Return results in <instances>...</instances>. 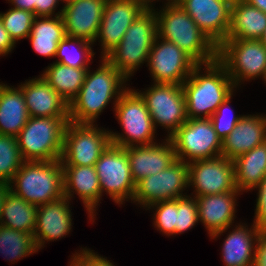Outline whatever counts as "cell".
Wrapping results in <instances>:
<instances>
[{
    "instance_id": "cell-37",
    "label": "cell",
    "mask_w": 266,
    "mask_h": 266,
    "mask_svg": "<svg viewBox=\"0 0 266 266\" xmlns=\"http://www.w3.org/2000/svg\"><path fill=\"white\" fill-rule=\"evenodd\" d=\"M157 207L155 213V226L167 235L175 234L177 199L160 201L148 206Z\"/></svg>"
},
{
    "instance_id": "cell-19",
    "label": "cell",
    "mask_w": 266,
    "mask_h": 266,
    "mask_svg": "<svg viewBox=\"0 0 266 266\" xmlns=\"http://www.w3.org/2000/svg\"><path fill=\"white\" fill-rule=\"evenodd\" d=\"M165 145L153 143L150 145H136L125 147L132 172L137 183L142 178L161 172L168 168L176 159L173 143L167 137Z\"/></svg>"
},
{
    "instance_id": "cell-48",
    "label": "cell",
    "mask_w": 266,
    "mask_h": 266,
    "mask_svg": "<svg viewBox=\"0 0 266 266\" xmlns=\"http://www.w3.org/2000/svg\"><path fill=\"white\" fill-rule=\"evenodd\" d=\"M256 188H259L258 193H266V176L262 179V181Z\"/></svg>"
},
{
    "instance_id": "cell-42",
    "label": "cell",
    "mask_w": 266,
    "mask_h": 266,
    "mask_svg": "<svg viewBox=\"0 0 266 266\" xmlns=\"http://www.w3.org/2000/svg\"><path fill=\"white\" fill-rule=\"evenodd\" d=\"M15 44L16 43L4 28V24L0 18V55H6L11 52Z\"/></svg>"
},
{
    "instance_id": "cell-41",
    "label": "cell",
    "mask_w": 266,
    "mask_h": 266,
    "mask_svg": "<svg viewBox=\"0 0 266 266\" xmlns=\"http://www.w3.org/2000/svg\"><path fill=\"white\" fill-rule=\"evenodd\" d=\"M58 0H35V17L52 16Z\"/></svg>"
},
{
    "instance_id": "cell-50",
    "label": "cell",
    "mask_w": 266,
    "mask_h": 266,
    "mask_svg": "<svg viewBox=\"0 0 266 266\" xmlns=\"http://www.w3.org/2000/svg\"><path fill=\"white\" fill-rule=\"evenodd\" d=\"M142 2H144L147 6L150 7L151 4H148L149 2L151 3V0H140ZM153 1V0H152Z\"/></svg>"
},
{
    "instance_id": "cell-2",
    "label": "cell",
    "mask_w": 266,
    "mask_h": 266,
    "mask_svg": "<svg viewBox=\"0 0 266 266\" xmlns=\"http://www.w3.org/2000/svg\"><path fill=\"white\" fill-rule=\"evenodd\" d=\"M204 65L207 74L201 76L199 71L202 67L197 64L182 83L188 119L210 118L218 106L233 94L235 86L225 66L218 59Z\"/></svg>"
},
{
    "instance_id": "cell-13",
    "label": "cell",
    "mask_w": 266,
    "mask_h": 266,
    "mask_svg": "<svg viewBox=\"0 0 266 266\" xmlns=\"http://www.w3.org/2000/svg\"><path fill=\"white\" fill-rule=\"evenodd\" d=\"M187 186L188 163L176 160L163 171L138 181L132 201L148 207L160 201L184 197L181 191Z\"/></svg>"
},
{
    "instance_id": "cell-22",
    "label": "cell",
    "mask_w": 266,
    "mask_h": 266,
    "mask_svg": "<svg viewBox=\"0 0 266 266\" xmlns=\"http://www.w3.org/2000/svg\"><path fill=\"white\" fill-rule=\"evenodd\" d=\"M239 190L221 194L195 197L199 220L204 223L210 236L218 237L232 224L235 217L236 194Z\"/></svg>"
},
{
    "instance_id": "cell-15",
    "label": "cell",
    "mask_w": 266,
    "mask_h": 266,
    "mask_svg": "<svg viewBox=\"0 0 266 266\" xmlns=\"http://www.w3.org/2000/svg\"><path fill=\"white\" fill-rule=\"evenodd\" d=\"M158 42L157 36L147 61L155 83L182 85L197 63L173 42Z\"/></svg>"
},
{
    "instance_id": "cell-10",
    "label": "cell",
    "mask_w": 266,
    "mask_h": 266,
    "mask_svg": "<svg viewBox=\"0 0 266 266\" xmlns=\"http://www.w3.org/2000/svg\"><path fill=\"white\" fill-rule=\"evenodd\" d=\"M217 59L225 66L235 87L244 78H263L266 70V48L260 40L226 39L217 48Z\"/></svg>"
},
{
    "instance_id": "cell-27",
    "label": "cell",
    "mask_w": 266,
    "mask_h": 266,
    "mask_svg": "<svg viewBox=\"0 0 266 266\" xmlns=\"http://www.w3.org/2000/svg\"><path fill=\"white\" fill-rule=\"evenodd\" d=\"M252 227L248 230L246 226L239 225L224 240L222 255L226 266H252L255 255L253 247L262 231L255 224Z\"/></svg>"
},
{
    "instance_id": "cell-6",
    "label": "cell",
    "mask_w": 266,
    "mask_h": 266,
    "mask_svg": "<svg viewBox=\"0 0 266 266\" xmlns=\"http://www.w3.org/2000/svg\"><path fill=\"white\" fill-rule=\"evenodd\" d=\"M69 118L30 117L16 136L25 161L61 160Z\"/></svg>"
},
{
    "instance_id": "cell-46",
    "label": "cell",
    "mask_w": 266,
    "mask_h": 266,
    "mask_svg": "<svg viewBox=\"0 0 266 266\" xmlns=\"http://www.w3.org/2000/svg\"><path fill=\"white\" fill-rule=\"evenodd\" d=\"M9 189H10V184L0 182V215H1V211L3 209V204H4V200L6 198V194H7Z\"/></svg>"
},
{
    "instance_id": "cell-34",
    "label": "cell",
    "mask_w": 266,
    "mask_h": 266,
    "mask_svg": "<svg viewBox=\"0 0 266 266\" xmlns=\"http://www.w3.org/2000/svg\"><path fill=\"white\" fill-rule=\"evenodd\" d=\"M73 44L79 46L77 51H74L75 53L67 50ZM92 44L87 40L66 35L58 44L56 56L60 58L57 62L74 68H88L87 64H89L90 59L94 56V52L90 46Z\"/></svg>"
},
{
    "instance_id": "cell-9",
    "label": "cell",
    "mask_w": 266,
    "mask_h": 266,
    "mask_svg": "<svg viewBox=\"0 0 266 266\" xmlns=\"http://www.w3.org/2000/svg\"><path fill=\"white\" fill-rule=\"evenodd\" d=\"M110 144L109 131L69 121L64 131L62 166H94Z\"/></svg>"
},
{
    "instance_id": "cell-11",
    "label": "cell",
    "mask_w": 266,
    "mask_h": 266,
    "mask_svg": "<svg viewBox=\"0 0 266 266\" xmlns=\"http://www.w3.org/2000/svg\"><path fill=\"white\" fill-rule=\"evenodd\" d=\"M101 188L116 202L133 199L136 183L132 177L127 152L123 147L110 144L94 165ZM129 196V197H128Z\"/></svg>"
},
{
    "instance_id": "cell-21",
    "label": "cell",
    "mask_w": 266,
    "mask_h": 266,
    "mask_svg": "<svg viewBox=\"0 0 266 266\" xmlns=\"http://www.w3.org/2000/svg\"><path fill=\"white\" fill-rule=\"evenodd\" d=\"M68 198L60 199L37 206L36 226L33 237L40 249L46 241L57 240L69 234L72 226ZM39 231V232H38Z\"/></svg>"
},
{
    "instance_id": "cell-39",
    "label": "cell",
    "mask_w": 266,
    "mask_h": 266,
    "mask_svg": "<svg viewBox=\"0 0 266 266\" xmlns=\"http://www.w3.org/2000/svg\"><path fill=\"white\" fill-rule=\"evenodd\" d=\"M252 266H266V230H262L256 241Z\"/></svg>"
},
{
    "instance_id": "cell-16",
    "label": "cell",
    "mask_w": 266,
    "mask_h": 266,
    "mask_svg": "<svg viewBox=\"0 0 266 266\" xmlns=\"http://www.w3.org/2000/svg\"><path fill=\"white\" fill-rule=\"evenodd\" d=\"M140 0H107L96 38H100L105 57L115 48L130 25L148 8Z\"/></svg>"
},
{
    "instance_id": "cell-43",
    "label": "cell",
    "mask_w": 266,
    "mask_h": 266,
    "mask_svg": "<svg viewBox=\"0 0 266 266\" xmlns=\"http://www.w3.org/2000/svg\"><path fill=\"white\" fill-rule=\"evenodd\" d=\"M88 266H115L109 260L98 256L92 252V250H88Z\"/></svg>"
},
{
    "instance_id": "cell-38",
    "label": "cell",
    "mask_w": 266,
    "mask_h": 266,
    "mask_svg": "<svg viewBox=\"0 0 266 266\" xmlns=\"http://www.w3.org/2000/svg\"><path fill=\"white\" fill-rule=\"evenodd\" d=\"M232 94L227 97L217 108L216 112L210 117L218 137L223 141L234 129L242 116H226L225 109H228ZM231 111V110H230ZM227 117V118H225Z\"/></svg>"
},
{
    "instance_id": "cell-49",
    "label": "cell",
    "mask_w": 266,
    "mask_h": 266,
    "mask_svg": "<svg viewBox=\"0 0 266 266\" xmlns=\"http://www.w3.org/2000/svg\"><path fill=\"white\" fill-rule=\"evenodd\" d=\"M259 40L262 43V45L266 48V29Z\"/></svg>"
},
{
    "instance_id": "cell-4",
    "label": "cell",
    "mask_w": 266,
    "mask_h": 266,
    "mask_svg": "<svg viewBox=\"0 0 266 266\" xmlns=\"http://www.w3.org/2000/svg\"><path fill=\"white\" fill-rule=\"evenodd\" d=\"M10 189L36 206L60 199L64 196L61 160L25 161L10 182Z\"/></svg>"
},
{
    "instance_id": "cell-8",
    "label": "cell",
    "mask_w": 266,
    "mask_h": 266,
    "mask_svg": "<svg viewBox=\"0 0 266 266\" xmlns=\"http://www.w3.org/2000/svg\"><path fill=\"white\" fill-rule=\"evenodd\" d=\"M169 139L176 159L186 163L221 156L222 141L210 118L187 119Z\"/></svg>"
},
{
    "instance_id": "cell-40",
    "label": "cell",
    "mask_w": 266,
    "mask_h": 266,
    "mask_svg": "<svg viewBox=\"0 0 266 266\" xmlns=\"http://www.w3.org/2000/svg\"><path fill=\"white\" fill-rule=\"evenodd\" d=\"M254 224L266 230V193H258Z\"/></svg>"
},
{
    "instance_id": "cell-30",
    "label": "cell",
    "mask_w": 266,
    "mask_h": 266,
    "mask_svg": "<svg viewBox=\"0 0 266 266\" xmlns=\"http://www.w3.org/2000/svg\"><path fill=\"white\" fill-rule=\"evenodd\" d=\"M36 213V205L28 203L9 189L1 211L0 225L24 233L34 234Z\"/></svg>"
},
{
    "instance_id": "cell-31",
    "label": "cell",
    "mask_w": 266,
    "mask_h": 266,
    "mask_svg": "<svg viewBox=\"0 0 266 266\" xmlns=\"http://www.w3.org/2000/svg\"><path fill=\"white\" fill-rule=\"evenodd\" d=\"M89 68H74L53 63L42 74L48 84L68 103L79 93Z\"/></svg>"
},
{
    "instance_id": "cell-28",
    "label": "cell",
    "mask_w": 266,
    "mask_h": 266,
    "mask_svg": "<svg viewBox=\"0 0 266 266\" xmlns=\"http://www.w3.org/2000/svg\"><path fill=\"white\" fill-rule=\"evenodd\" d=\"M62 12L56 16L35 17L28 38L36 53L53 57L56 56L59 42L66 36ZM42 18V20H38Z\"/></svg>"
},
{
    "instance_id": "cell-17",
    "label": "cell",
    "mask_w": 266,
    "mask_h": 266,
    "mask_svg": "<svg viewBox=\"0 0 266 266\" xmlns=\"http://www.w3.org/2000/svg\"><path fill=\"white\" fill-rule=\"evenodd\" d=\"M233 0H178L200 30L218 48L227 38Z\"/></svg>"
},
{
    "instance_id": "cell-1",
    "label": "cell",
    "mask_w": 266,
    "mask_h": 266,
    "mask_svg": "<svg viewBox=\"0 0 266 266\" xmlns=\"http://www.w3.org/2000/svg\"><path fill=\"white\" fill-rule=\"evenodd\" d=\"M126 80L127 78L103 57L102 65L94 73L91 74L90 70H87L79 93L69 103V121L93 124L110 99L117 95V102L125 92L122 84Z\"/></svg>"
},
{
    "instance_id": "cell-52",
    "label": "cell",
    "mask_w": 266,
    "mask_h": 266,
    "mask_svg": "<svg viewBox=\"0 0 266 266\" xmlns=\"http://www.w3.org/2000/svg\"><path fill=\"white\" fill-rule=\"evenodd\" d=\"M263 80L266 82V70H265V73H264V76H263Z\"/></svg>"
},
{
    "instance_id": "cell-44",
    "label": "cell",
    "mask_w": 266,
    "mask_h": 266,
    "mask_svg": "<svg viewBox=\"0 0 266 266\" xmlns=\"http://www.w3.org/2000/svg\"><path fill=\"white\" fill-rule=\"evenodd\" d=\"M10 1L15 9H21L32 12L35 15V0H8Z\"/></svg>"
},
{
    "instance_id": "cell-20",
    "label": "cell",
    "mask_w": 266,
    "mask_h": 266,
    "mask_svg": "<svg viewBox=\"0 0 266 266\" xmlns=\"http://www.w3.org/2000/svg\"><path fill=\"white\" fill-rule=\"evenodd\" d=\"M19 88L30 117L69 118V103L43 77L31 79Z\"/></svg>"
},
{
    "instance_id": "cell-47",
    "label": "cell",
    "mask_w": 266,
    "mask_h": 266,
    "mask_svg": "<svg viewBox=\"0 0 266 266\" xmlns=\"http://www.w3.org/2000/svg\"><path fill=\"white\" fill-rule=\"evenodd\" d=\"M249 5L258 8L259 10L266 13V0H244Z\"/></svg>"
},
{
    "instance_id": "cell-32",
    "label": "cell",
    "mask_w": 266,
    "mask_h": 266,
    "mask_svg": "<svg viewBox=\"0 0 266 266\" xmlns=\"http://www.w3.org/2000/svg\"><path fill=\"white\" fill-rule=\"evenodd\" d=\"M37 251L33 234L0 225V253L5 257L14 261Z\"/></svg>"
},
{
    "instance_id": "cell-35",
    "label": "cell",
    "mask_w": 266,
    "mask_h": 266,
    "mask_svg": "<svg viewBox=\"0 0 266 266\" xmlns=\"http://www.w3.org/2000/svg\"><path fill=\"white\" fill-rule=\"evenodd\" d=\"M4 28L16 43V41L29 36L35 15L32 12L11 8L4 14H0Z\"/></svg>"
},
{
    "instance_id": "cell-45",
    "label": "cell",
    "mask_w": 266,
    "mask_h": 266,
    "mask_svg": "<svg viewBox=\"0 0 266 266\" xmlns=\"http://www.w3.org/2000/svg\"><path fill=\"white\" fill-rule=\"evenodd\" d=\"M76 254L73 258V261H70V266H88V250L83 249L82 252Z\"/></svg>"
},
{
    "instance_id": "cell-36",
    "label": "cell",
    "mask_w": 266,
    "mask_h": 266,
    "mask_svg": "<svg viewBox=\"0 0 266 266\" xmlns=\"http://www.w3.org/2000/svg\"><path fill=\"white\" fill-rule=\"evenodd\" d=\"M198 220L199 216L196 198L192 199L187 195L177 198L175 234L189 230Z\"/></svg>"
},
{
    "instance_id": "cell-5",
    "label": "cell",
    "mask_w": 266,
    "mask_h": 266,
    "mask_svg": "<svg viewBox=\"0 0 266 266\" xmlns=\"http://www.w3.org/2000/svg\"><path fill=\"white\" fill-rule=\"evenodd\" d=\"M151 7L130 25L120 43L105 56L126 78H129L141 63L148 61V55L157 37V18Z\"/></svg>"
},
{
    "instance_id": "cell-51",
    "label": "cell",
    "mask_w": 266,
    "mask_h": 266,
    "mask_svg": "<svg viewBox=\"0 0 266 266\" xmlns=\"http://www.w3.org/2000/svg\"><path fill=\"white\" fill-rule=\"evenodd\" d=\"M59 1V0H58ZM61 1V0H60ZM72 1H75V0H63V2H65L66 4L65 5H67V4H69V3H71Z\"/></svg>"
},
{
    "instance_id": "cell-23",
    "label": "cell",
    "mask_w": 266,
    "mask_h": 266,
    "mask_svg": "<svg viewBox=\"0 0 266 266\" xmlns=\"http://www.w3.org/2000/svg\"><path fill=\"white\" fill-rule=\"evenodd\" d=\"M266 142V116H242L235 129L222 141L221 156L233 161Z\"/></svg>"
},
{
    "instance_id": "cell-29",
    "label": "cell",
    "mask_w": 266,
    "mask_h": 266,
    "mask_svg": "<svg viewBox=\"0 0 266 266\" xmlns=\"http://www.w3.org/2000/svg\"><path fill=\"white\" fill-rule=\"evenodd\" d=\"M233 162L239 193L256 188L266 176V142L237 157Z\"/></svg>"
},
{
    "instance_id": "cell-18",
    "label": "cell",
    "mask_w": 266,
    "mask_h": 266,
    "mask_svg": "<svg viewBox=\"0 0 266 266\" xmlns=\"http://www.w3.org/2000/svg\"><path fill=\"white\" fill-rule=\"evenodd\" d=\"M107 0H75L64 5L61 16L67 36L94 43Z\"/></svg>"
},
{
    "instance_id": "cell-25",
    "label": "cell",
    "mask_w": 266,
    "mask_h": 266,
    "mask_svg": "<svg viewBox=\"0 0 266 266\" xmlns=\"http://www.w3.org/2000/svg\"><path fill=\"white\" fill-rule=\"evenodd\" d=\"M266 29V13L244 0H233L226 39L259 40Z\"/></svg>"
},
{
    "instance_id": "cell-33",
    "label": "cell",
    "mask_w": 266,
    "mask_h": 266,
    "mask_svg": "<svg viewBox=\"0 0 266 266\" xmlns=\"http://www.w3.org/2000/svg\"><path fill=\"white\" fill-rule=\"evenodd\" d=\"M24 162L16 137L0 134V182L10 184Z\"/></svg>"
},
{
    "instance_id": "cell-3",
    "label": "cell",
    "mask_w": 266,
    "mask_h": 266,
    "mask_svg": "<svg viewBox=\"0 0 266 266\" xmlns=\"http://www.w3.org/2000/svg\"><path fill=\"white\" fill-rule=\"evenodd\" d=\"M155 15L158 39L173 42L197 64L204 65L217 59V47L178 2L168 0L161 14L155 12Z\"/></svg>"
},
{
    "instance_id": "cell-12",
    "label": "cell",
    "mask_w": 266,
    "mask_h": 266,
    "mask_svg": "<svg viewBox=\"0 0 266 266\" xmlns=\"http://www.w3.org/2000/svg\"><path fill=\"white\" fill-rule=\"evenodd\" d=\"M138 93L146 103L155 128L156 124H161L171 130L168 138L188 119L182 85L155 83L143 94Z\"/></svg>"
},
{
    "instance_id": "cell-7",
    "label": "cell",
    "mask_w": 266,
    "mask_h": 266,
    "mask_svg": "<svg viewBox=\"0 0 266 266\" xmlns=\"http://www.w3.org/2000/svg\"><path fill=\"white\" fill-rule=\"evenodd\" d=\"M114 104L115 114L127 136L110 131L111 144L123 148L135 146L136 143L139 146L153 144L155 126L140 94L127 88Z\"/></svg>"
},
{
    "instance_id": "cell-26",
    "label": "cell",
    "mask_w": 266,
    "mask_h": 266,
    "mask_svg": "<svg viewBox=\"0 0 266 266\" xmlns=\"http://www.w3.org/2000/svg\"><path fill=\"white\" fill-rule=\"evenodd\" d=\"M29 118L22 90L0 84V134L16 137Z\"/></svg>"
},
{
    "instance_id": "cell-24",
    "label": "cell",
    "mask_w": 266,
    "mask_h": 266,
    "mask_svg": "<svg viewBox=\"0 0 266 266\" xmlns=\"http://www.w3.org/2000/svg\"><path fill=\"white\" fill-rule=\"evenodd\" d=\"M62 168L64 196L70 200V196L72 197V194L74 193L73 190H75L93 219L94 208L98 205L101 197V188L95 167L62 166Z\"/></svg>"
},
{
    "instance_id": "cell-14",
    "label": "cell",
    "mask_w": 266,
    "mask_h": 266,
    "mask_svg": "<svg viewBox=\"0 0 266 266\" xmlns=\"http://www.w3.org/2000/svg\"><path fill=\"white\" fill-rule=\"evenodd\" d=\"M188 185H193L196 197L238 190L234 162L224 156L188 163Z\"/></svg>"
}]
</instances>
